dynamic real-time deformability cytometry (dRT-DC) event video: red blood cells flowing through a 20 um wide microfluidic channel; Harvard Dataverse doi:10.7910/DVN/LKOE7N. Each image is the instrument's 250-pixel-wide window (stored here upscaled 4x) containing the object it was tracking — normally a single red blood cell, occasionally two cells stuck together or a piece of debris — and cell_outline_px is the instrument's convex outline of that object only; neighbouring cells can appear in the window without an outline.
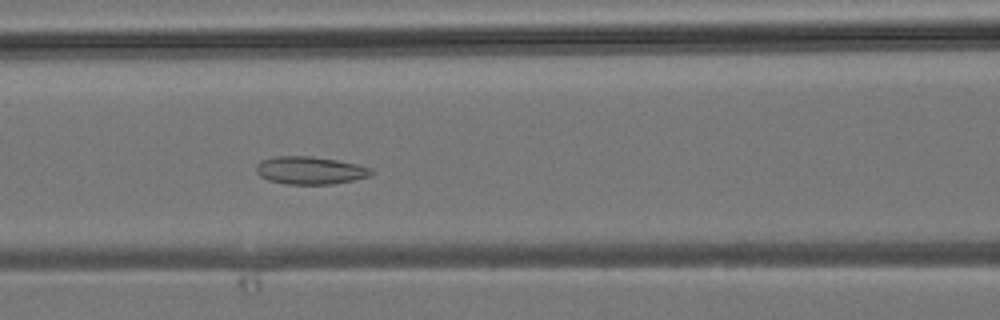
{"species": "common noctule bat (a hibernating species)", "species_latin": "Nyctalus noctula", "temperature_condition": "room temperature", "stored_images_in_passage": 37, "camera_frame_rate_fps": 3000, "um_per_image_px": 0.085, "animal": {"sex": "male", "body_mass_g": 19.2, "forearm_length_mm": 51.8}, "frame": {"image": 1, "passage_image": 16, "time_ms": 5.0, "image_size_px": [1000, 320], "cell_outline_px": [[372, 172], [368, 176], [352, 180], [332, 184], [288, 184], [268, 180], [260, 176], [256, 172], [256, 164], [260, 160], [272, 156], [312, 156], [336, 160], [356, 164], [372, 168]], "centroid_in_image_um": [26.29, 14.47], "position_along_channel_um": 140.3, "area_um2": 18.55}}
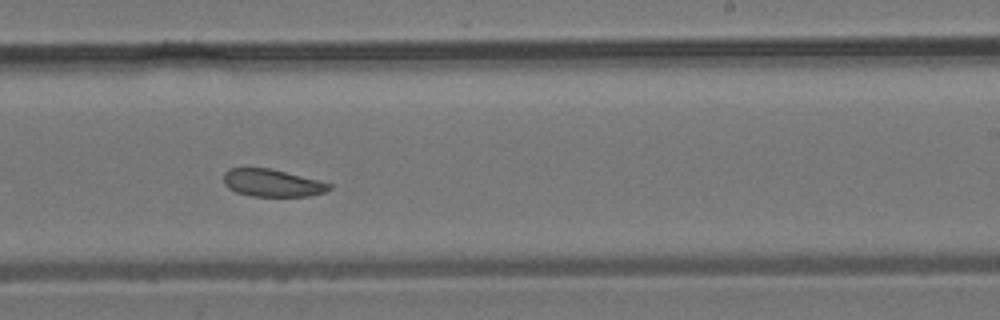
{"frame": {"image": 2, "passage_image": 23, "time_ms": 7.333, "image_size_px": [1000, 320], "cell_outline_px": [[332, 188], [324, 192], [308, 196], [252, 196], [236, 192], [228, 188], [224, 184], [224, 172], [228, 168], [272, 168], [332, 184]], "centroid_in_image_um": [23.12, 15.54], "position_along_channel_um": 265.9, "area_um2": 16.88}}
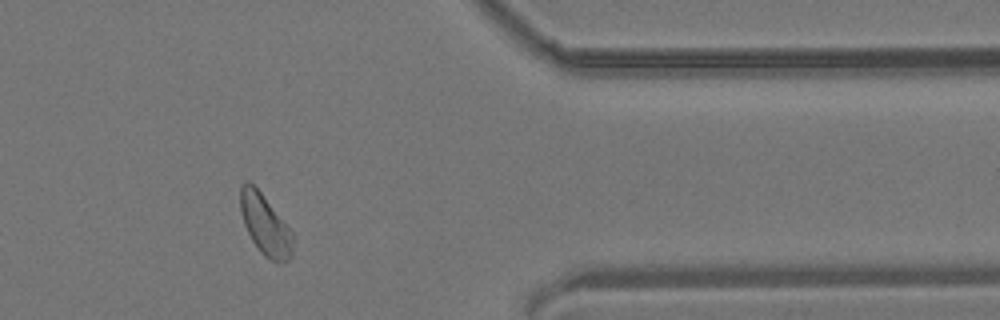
{"frame": {"image": 3, "passage_image": 31, "time_ms": 10.0, "image_size_px": [1000, 320], "cell_outline_px": [[292, 256], [288, 260], [276, 264], [264, 256], [260, 252], [252, 240], [244, 224], [240, 212], [240, 188], [244, 180], [248, 180], [260, 192], [292, 232]], "centroid_in_image_um": [22.51, 19.13], "position_along_channel_um": 388.9, "area_um2": 18.32}}